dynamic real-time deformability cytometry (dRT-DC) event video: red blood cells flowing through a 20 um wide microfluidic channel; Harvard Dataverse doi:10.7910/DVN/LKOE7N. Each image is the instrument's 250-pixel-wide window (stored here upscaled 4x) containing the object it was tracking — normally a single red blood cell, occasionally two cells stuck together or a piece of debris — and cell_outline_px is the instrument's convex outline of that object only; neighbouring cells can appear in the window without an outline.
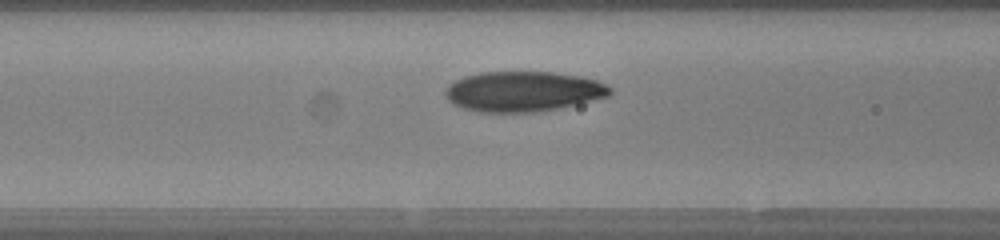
{"species": "human", "species_latin": "Homo sapiens", "temperature_condition": "warm", "stored_images_in_passage": 32, "camera_frame_rate_fps": 3000, "um_per_image_px": 0.085, "donor": {"sex": "female"}, "frame": {"image": 1, "passage_image": 11, "time_ms": 3.333, "image_size_px": [1000, 240], "cell_outline_px": [[612, 92], [608, 96], [560, 108], [540, 112], [476, 112], [460, 108], [452, 104], [444, 96], [444, 92], [448, 84], [464, 76], [480, 72], [552, 72], [580, 76], [596, 80], [612, 88]], "centroid_in_image_um": [44.42, 7.78], "position_along_channel_um": 122.2, "area_um2": 38.9}}
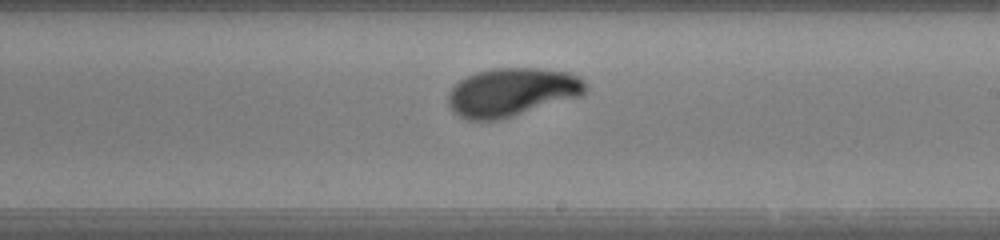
{"frame": {"image": 2, "passage_image": 20, "time_ms": 6.333, "image_size_px": [1000, 240], "cell_outline_px": [[588, 88], [580, 96], [500, 120], [468, 120], [452, 112], [448, 104], [448, 92], [460, 80], [476, 72], [492, 68], [540, 68], [568, 72], [584, 80]], "centroid_in_image_um": [43.49, 7.83], "position_along_channel_um": 245.5, "area_um2": 38.73}}
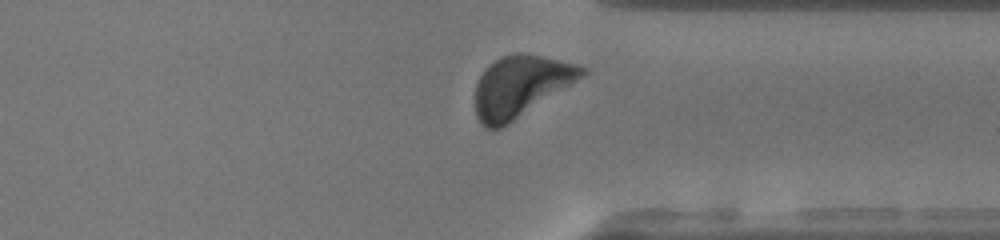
{"frame": {"image": 3, "passage_image": 29, "time_ms": 9.333, "image_size_px": [1000, 240], "cell_outline_px": [[588, 72], [584, 76], [508, 124], [500, 128], [484, 128], [480, 124], [476, 116], [476, 84], [480, 76], [500, 56], [516, 52], [520, 52], [540, 56], [576, 64], [588, 68]], "centroid_in_image_um": [44.25, 7.33], "position_along_channel_um": 367.2, "area_um2": 37.51}, "authors_computed_cell_mechanics": {"area_um2": 38.0902, "velocity_mm_per_s": 4.1223, "shape_relaxation_time_tau1_ms": 3.4484, "shape_relaxation_time_tau2_ms": null, "deformation_change_tau1": 0.1967, "deformation_change_tau2": null}}